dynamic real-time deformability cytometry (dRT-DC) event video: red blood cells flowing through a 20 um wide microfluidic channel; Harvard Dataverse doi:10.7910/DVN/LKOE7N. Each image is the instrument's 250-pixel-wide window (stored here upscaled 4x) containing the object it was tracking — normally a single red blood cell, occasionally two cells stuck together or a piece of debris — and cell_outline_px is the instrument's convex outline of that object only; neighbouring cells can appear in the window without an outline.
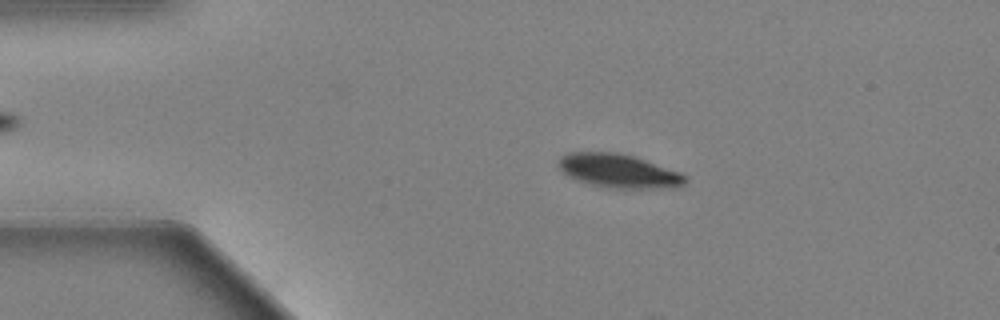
{"species": "Egyptian fruit bat (a non-hibernating species)", "species_latin": "Rousettus aegyptiacus", "temperature_condition": "warm", "stored_images_in_passage": 56, "camera_frame_rate_fps": 3000, "um_per_image_px": 0.085, "animal": {"sex": "female"}, "frame": {"image": 1, "passage_image": 11, "time_ms": 3.333, "image_size_px": [1000, 320], "cell_outline_px": [[688, 180], [684, 184], [672, 188], [608, 188], [588, 184], [576, 180], [568, 176], [560, 168], [560, 156], [568, 152], [616, 152], [636, 156], [680, 172], [688, 176]], "centroid_in_image_um": [52.62, 14.53], "position_along_channel_um": 32.4, "area_um2": 25.14}}
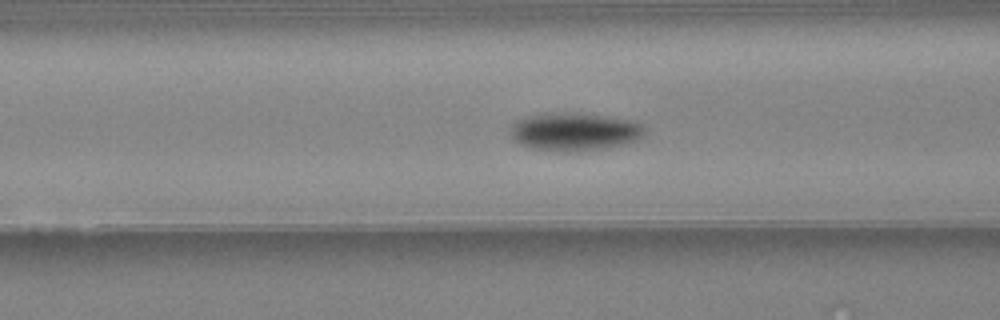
{"frame": {"image": 2, "passage_image": 22, "time_ms": 7.0, "image_size_px": [1000, 320], "cell_outline_px": [[644, 132], [636, 140], [620, 144], [580, 152], [564, 152], [532, 148], [520, 144], [512, 140], [508, 132], [512, 124], [528, 116], [600, 116], [632, 120], [644, 124]], "centroid_in_image_um": [48.8, 11.26], "position_along_channel_um": 117.8, "area_um2": 28.32}}
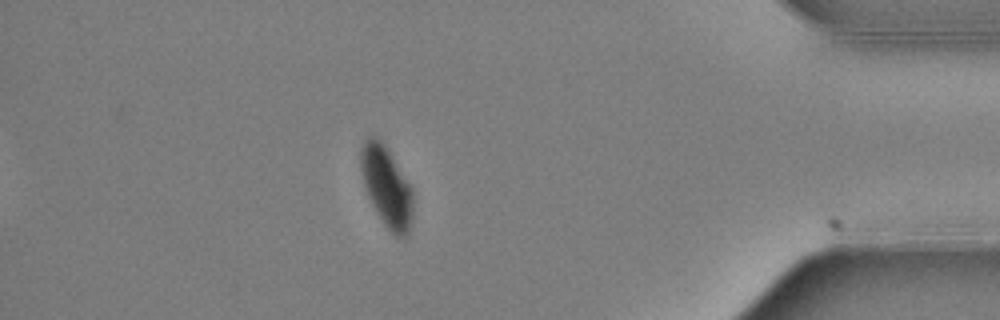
{"frame": {"image": 3, "passage_image": 49, "time_ms": 16.0, "image_size_px": [1000, 320], "cell_outline_px": [[412, 216], [408, 232], [404, 236], [396, 236], [384, 224], [376, 212], [368, 196], [364, 184], [360, 168], [360, 148], [364, 140], [368, 136], [376, 136], [388, 148], [412, 188]], "centroid_in_image_um": [32.84, 15.8], "position_along_channel_um": 402.4, "area_um2": 24.33}, "authors_computed_cell_mechanics": {"area_um2": 26.6169, "velocity_mm_per_s": 3.6196, "shape_relaxation_time_tau1_ms": 1.9561, "shape_relaxation_time_tau2_ms": null, "deformation_change_tau1": 0.1235, "deformation_change_tau2": null}}